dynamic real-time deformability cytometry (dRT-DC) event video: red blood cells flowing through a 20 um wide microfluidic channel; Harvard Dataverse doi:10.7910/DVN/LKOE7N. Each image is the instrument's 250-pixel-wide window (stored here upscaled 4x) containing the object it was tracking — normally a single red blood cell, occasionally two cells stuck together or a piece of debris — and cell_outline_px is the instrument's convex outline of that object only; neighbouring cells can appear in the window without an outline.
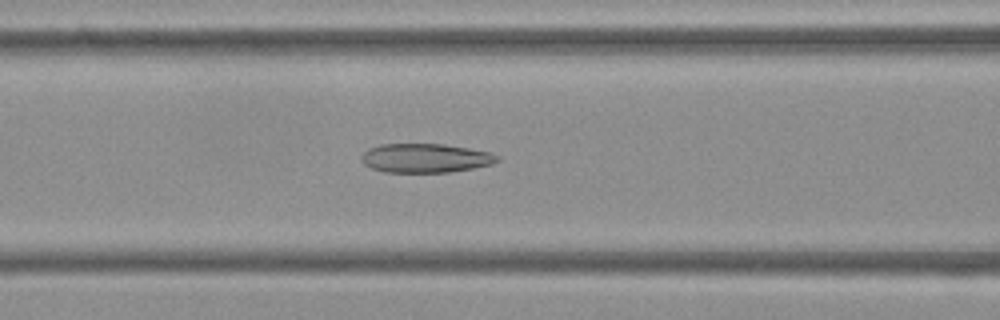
{"species": "Egyptian fruit bat (a non-hibernating species)", "species_latin": "Rousettus aegyptiacus", "temperature_condition": "cold", "stored_images_in_passage": 37, "camera_frame_rate_fps": 3000, "um_per_image_px": 0.085, "frame": {"image": 1, "passage_image": 6, "time_ms": 1.667, "image_size_px": [1000, 320], "cell_outline_px": [[500, 160], [492, 164], [472, 168], [448, 172], [384, 172], [372, 168], [364, 164], [360, 160], [360, 156], [368, 148], [380, 144], [444, 144], [492, 152], [500, 156]], "centroid_in_image_um": [36.16, 13.43], "position_along_channel_um": 130.4, "area_um2": 23.12}}
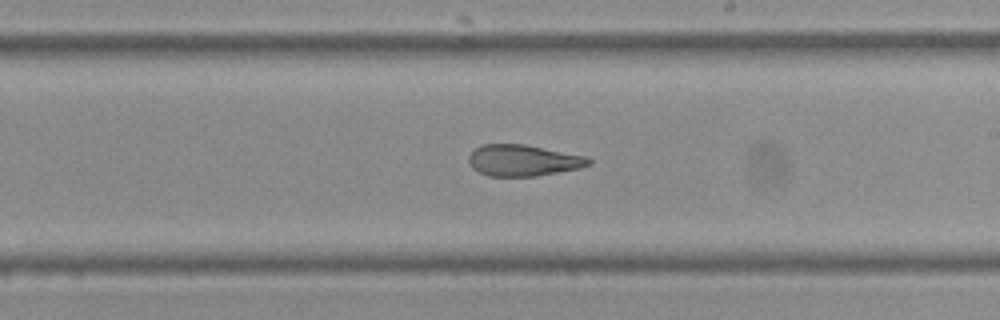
{"frame": {"image": 2, "passage_image": 15, "time_ms": 4.667, "image_size_px": [1000, 320], "cell_outline_px": [[592, 164], [580, 168], [536, 176], [488, 176], [472, 168], [468, 160], [468, 156], [476, 148], [484, 144], [524, 144], [588, 156], [592, 160]], "centroid_in_image_um": [44.5, 13.63], "position_along_channel_um": 244.5, "area_um2": 21.96}}
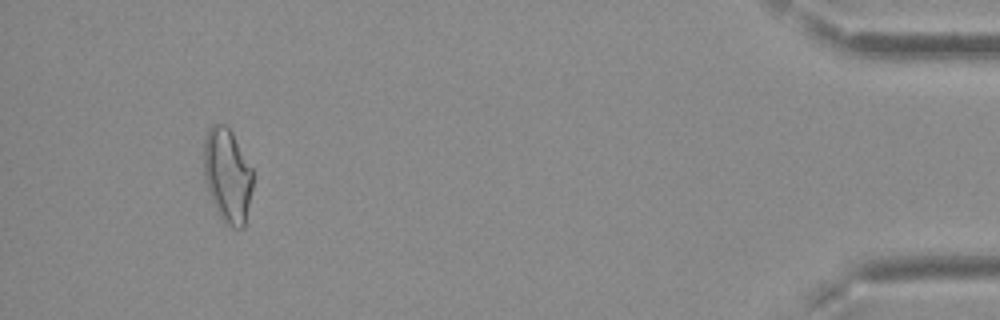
{"frame": {"image": 3, "passage_image": 34, "time_ms": 11.0, "image_size_px": [1000, 320], "cell_outline_px": [[252, 188], [244, 228], [232, 228], [224, 224], [212, 200], [204, 180], [204, 140], [212, 124], [224, 124], [232, 132], [252, 168]], "centroid_in_image_um": [19.33, 14.93], "position_along_channel_um": 415.9, "area_um2": 26.76}, "authors_computed_cell_mechanics": {"area_um2": 23.12, "velocity_mm_per_s": 3.8044, "shape_relaxation_time_tau1_ms": null, "shape_relaxation_time_tau2_ms": 3.1073, "deformation_change_tau1": null, "deformation_change_tau2": 0.1125}}